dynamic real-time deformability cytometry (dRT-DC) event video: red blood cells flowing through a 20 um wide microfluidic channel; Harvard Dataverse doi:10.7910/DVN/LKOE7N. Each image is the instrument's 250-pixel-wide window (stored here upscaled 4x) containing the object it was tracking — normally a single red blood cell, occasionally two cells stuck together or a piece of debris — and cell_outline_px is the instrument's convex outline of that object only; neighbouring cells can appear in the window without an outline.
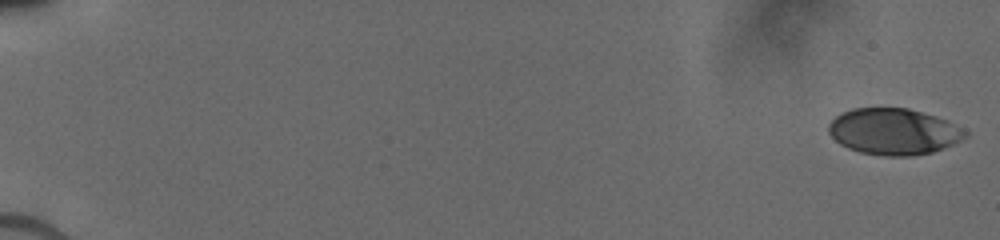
{"species": "human", "species_latin": "Homo sapiens", "temperature_condition": "cold", "stored_images_in_passage": 35, "camera_frame_rate_fps": 3000, "um_per_image_px": 0.085, "donor": {"sex": "male"}, "frame": {"image": 1, "passage_image": 1, "time_ms": 0.0, "image_size_px": [1000, 240], "cell_outline_px": [[968, 136], [944, 148], [932, 152], [912, 156], [884, 156], [860, 152], [848, 148], [840, 144], [828, 132], [828, 124], [840, 112], [852, 108], [908, 108], [936, 116], [968, 132]], "centroid_in_image_um": [75.93, 11.18], "position_along_channel_um": 9.1, "area_um2": 36.76}}
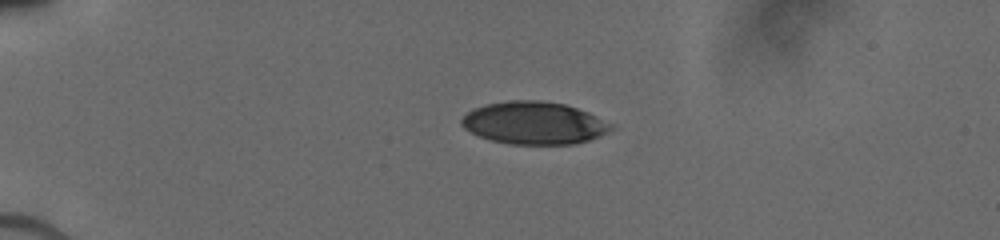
{"frame": {"image": 2, "passage_image": 21, "time_ms": 4.333, "image_size_px": [1000, 240], "cell_outline_px": [[612, 128], [600, 136], [576, 144], [508, 144], [492, 140], [480, 136], [464, 128], [460, 124], [460, 120], [472, 108], [488, 104], [508, 100], [540, 100], [564, 104], [588, 112], [612, 124]], "centroid_in_image_um": [45.38, 10.45], "position_along_channel_um": 39.6, "area_um2": 36.88}}